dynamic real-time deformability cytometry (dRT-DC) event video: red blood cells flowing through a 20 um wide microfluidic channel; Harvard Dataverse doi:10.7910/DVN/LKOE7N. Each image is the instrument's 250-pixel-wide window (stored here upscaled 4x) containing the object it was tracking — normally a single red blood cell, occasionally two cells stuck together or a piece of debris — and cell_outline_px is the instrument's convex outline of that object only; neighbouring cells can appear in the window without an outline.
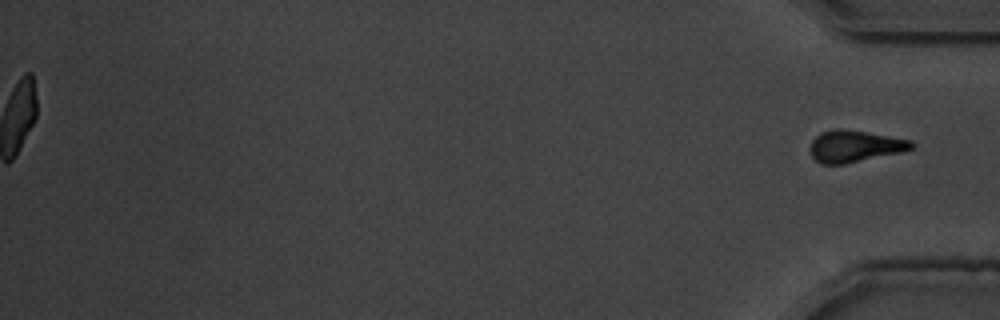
{"species": "common noctule bat (a hibernating species)", "species_latin": "Nyctalus noctula", "temperature_condition": "warm", "stored_images_in_passage": 57, "segment_of_instrument_passage": [2, 2], "camera_frame_rate_fps": 3000, "um_per_image_px": 0.085, "animal": {"sex": "male", "body_mass_g": 19.5, "forearm_length_mm": 54.6}, "frame": {"image": 1, "passage_image": 57, "time_ms": 18.667, "image_size_px": [1000, 320], "cell_outline_px": [[916, 144], [912, 148], [900, 152], [844, 164], [820, 164], [812, 156], [808, 148], [812, 140], [820, 132], [836, 128], [864, 132], [912, 140]], "centroid_in_image_um": [72.6, 12.43], "position_along_channel_um": 362.6, "area_um2": 18.61}}